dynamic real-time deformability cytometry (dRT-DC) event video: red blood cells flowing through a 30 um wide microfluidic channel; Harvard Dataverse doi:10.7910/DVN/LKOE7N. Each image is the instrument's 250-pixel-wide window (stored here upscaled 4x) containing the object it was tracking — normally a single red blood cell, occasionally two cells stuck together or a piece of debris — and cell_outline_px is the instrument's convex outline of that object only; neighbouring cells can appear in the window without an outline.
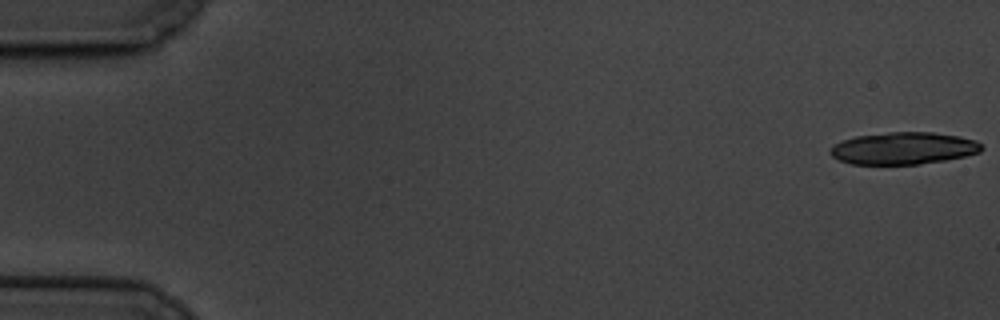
{"species": "common noctule bat (a hibernating species)", "species_latin": "Nyctalus noctula", "temperature_condition": "cold", "stored_images_in_passage": 61, "camera_frame_rate_fps": 3000, "um_per_image_px": 0.085, "animal": {"sex": "male", "body_mass_g": 19.5, "forearm_length_mm": 54.6}, "frame": {"image": 1, "passage_image": 1, "time_ms": 0.0, "image_size_px": [1000, 320], "cell_outline_px": [[984, 148], [980, 152], [964, 156], [944, 160], [920, 164], [852, 164], [840, 160], [832, 156], [828, 152], [836, 144], [844, 140], [856, 136], [888, 132], [932, 132], [960, 136], [976, 140]], "centroid_in_image_um": [76.82, 12.6], "position_along_channel_um": 8.2, "area_um2": 28.21}}
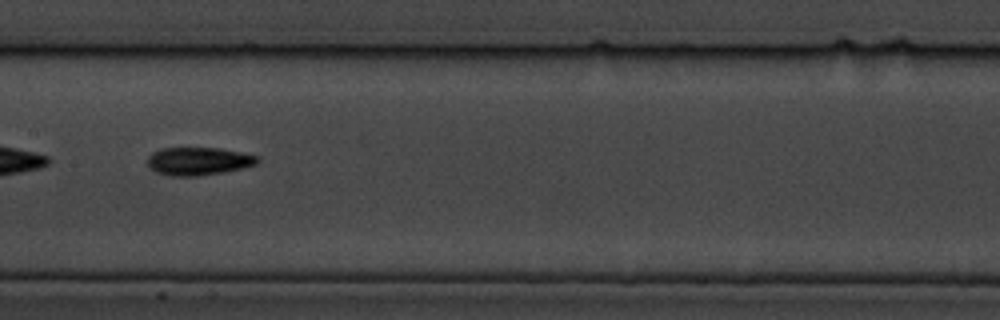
{"frame": {"image": 2, "passage_image": 31, "time_ms": 10.0, "image_size_px": [1000, 320], "cell_outline_px": [[260, 160], [256, 164], [224, 172], [196, 176], [168, 176], [156, 172], [148, 164], [148, 156], [152, 152], [160, 148], [220, 148], [260, 156]], "centroid_in_image_um": [16.87, 13.69], "position_along_channel_um": 190.5, "area_um2": 17.92}}
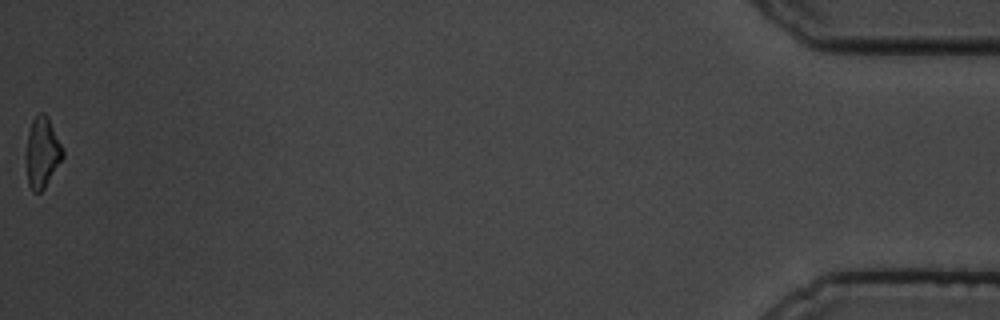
{"frame": {"image": 3, "passage_image": 61, "time_ms": 20.0, "image_size_px": [1000, 320], "cell_outline_px": [[64, 156], [44, 188], [40, 192], [32, 192], [28, 184], [24, 156], [28, 132], [32, 120], [40, 112], [44, 112], [48, 116], [64, 148]], "centroid_in_image_um": [3.57, 12.95], "position_along_channel_um": 431.6, "area_um2": 15.49}, "authors_computed_cell_mechanics": {"area_um2": 17.6868, "velocity_mm_per_s": 3.3481, "shape_relaxation_time_tau1_ms": 1.8804, "shape_relaxation_time_tau2_ms": null, "deformation_change_tau1": 0.149, "deformation_change_tau2": null}}